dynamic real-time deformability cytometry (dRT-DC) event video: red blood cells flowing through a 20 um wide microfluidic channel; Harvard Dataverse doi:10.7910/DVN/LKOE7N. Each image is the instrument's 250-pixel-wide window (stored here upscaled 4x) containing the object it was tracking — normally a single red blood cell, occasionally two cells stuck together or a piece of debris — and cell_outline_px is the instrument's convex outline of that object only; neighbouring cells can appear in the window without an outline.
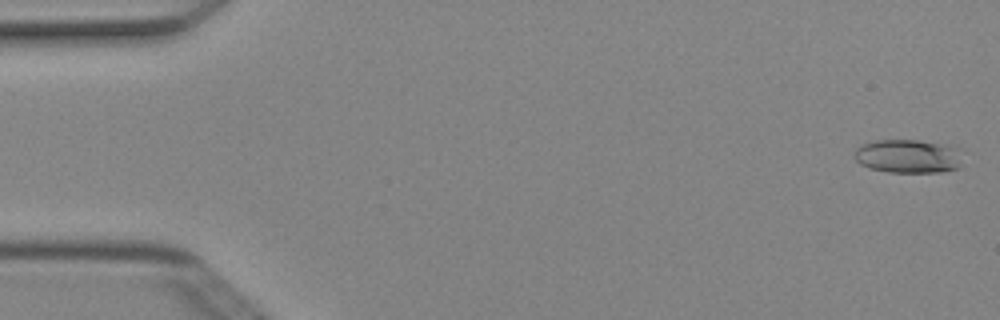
{"species": "Egyptian fruit bat (a non-hibernating species)", "species_latin": "Rousettus aegyptiacus", "temperature_condition": "cold", "stored_images_in_passage": 6, "camera_frame_rate_fps": 3000, "um_per_image_px": 0.085, "animal": {"sex": "female"}, "frame": {"image": 1, "passage_image": 1, "time_ms": 0.0, "image_size_px": [1000, 320], "cell_outline_px": [[960, 164], [956, 168], [940, 172], [888, 172], [868, 168], [860, 164], [852, 156], [856, 148], [864, 144], [876, 140], [916, 140], [948, 144], [960, 148]], "centroid_in_image_um": [77.17, 13.27], "position_along_channel_um": 7.8, "area_um2": 21.39}}
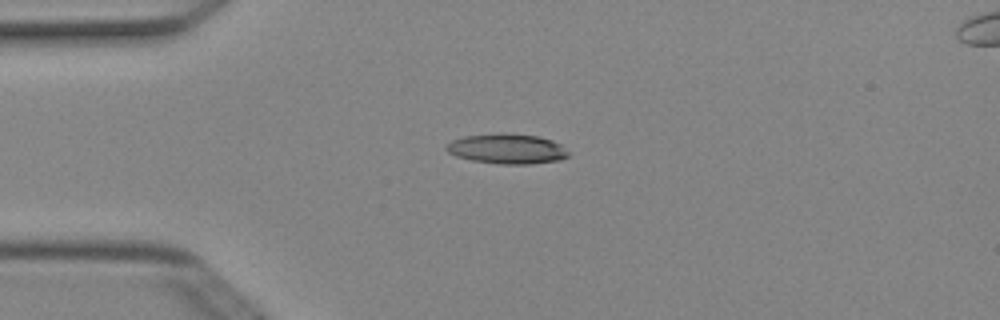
{"frame": {"image": 2, "passage_image": 4, "time_ms": 1.0, "image_size_px": [1000, 320], "cell_outline_px": [[572, 156], [560, 160], [532, 164], [496, 164], [472, 160], [456, 156], [448, 152], [444, 148], [452, 140], [464, 136], [500, 132], [540, 136], [552, 140], [560, 144]], "centroid_in_image_um": [43.12, 12.64], "position_along_channel_um": 41.9, "area_um2": 21.68}}
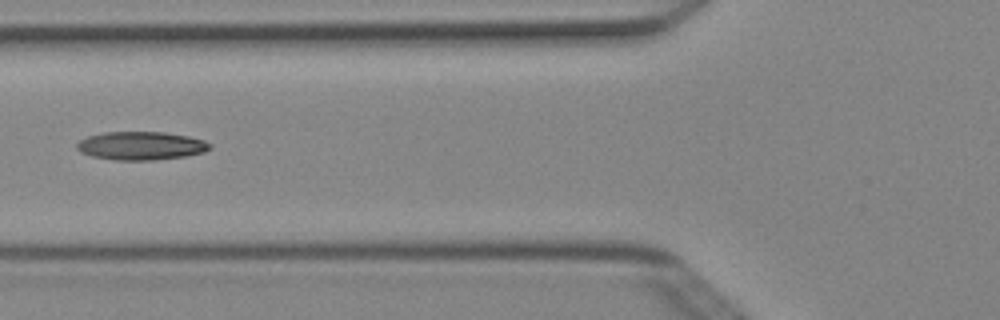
{"frame": {"image": 3, "passage_image": 6, "time_ms": 1.667, "image_size_px": [1000, 320], "cell_outline_px": [[212, 148], [204, 152], [188, 156], [156, 160], [116, 160], [92, 156], [80, 152], [76, 148], [76, 144], [80, 140], [88, 136], [104, 132], [164, 132], [188, 136], [204, 140], [212, 144]], "centroid_in_image_um": [12.01, 12.39], "position_along_channel_um": 113.8, "area_um2": 22.14}}